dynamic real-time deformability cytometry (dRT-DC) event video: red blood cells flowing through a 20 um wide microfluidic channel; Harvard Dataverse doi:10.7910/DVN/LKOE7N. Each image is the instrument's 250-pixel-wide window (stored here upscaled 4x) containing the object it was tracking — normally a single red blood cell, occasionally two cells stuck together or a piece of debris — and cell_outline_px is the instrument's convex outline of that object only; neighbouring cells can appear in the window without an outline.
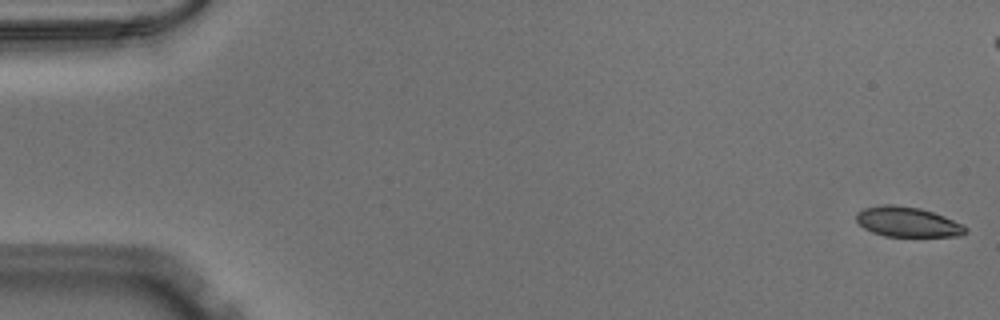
{"species": "Egyptian fruit bat (a non-hibernating species)", "species_latin": "Rousettus aegyptiacus", "temperature_condition": "warm", "stored_images_in_passage": 53, "camera_frame_rate_fps": 3000, "um_per_image_px": 0.085, "animal": {"sex": "male"}, "frame": {"image": 1, "passage_image": 1, "time_ms": 0.0, "image_size_px": [1000, 320], "cell_outline_px": [[968, 232], [960, 236], [884, 236], [872, 232], [864, 228], [856, 220], [856, 216], [864, 208], [884, 204], [892, 204], [920, 208], [944, 216], [964, 224], [968, 228]], "centroid_in_image_um": [77.18, 18.87], "position_along_channel_um": 7.8, "area_um2": 19.07}}
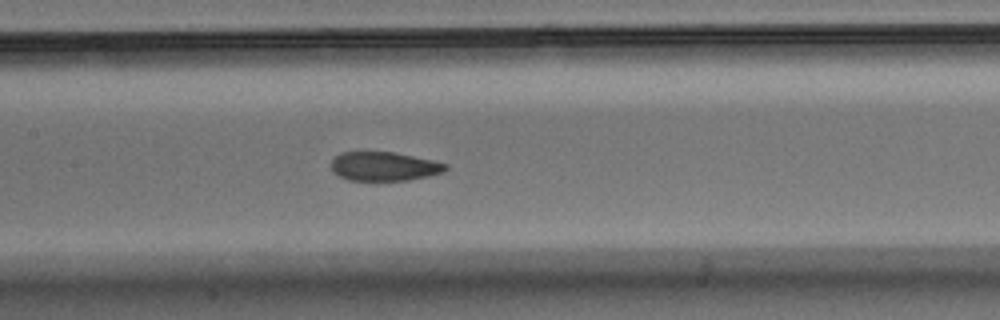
{"frame": {"image": 2, "passage_image": 25, "time_ms": 8.0, "image_size_px": [1000, 320], "cell_outline_px": [[448, 168], [444, 172], [428, 176], [408, 180], [348, 180], [332, 172], [332, 160], [340, 152], [396, 152], [432, 160], [448, 164]], "centroid_in_image_um": [32.66, 14.14], "position_along_channel_um": 174.7, "area_um2": 19.31}}
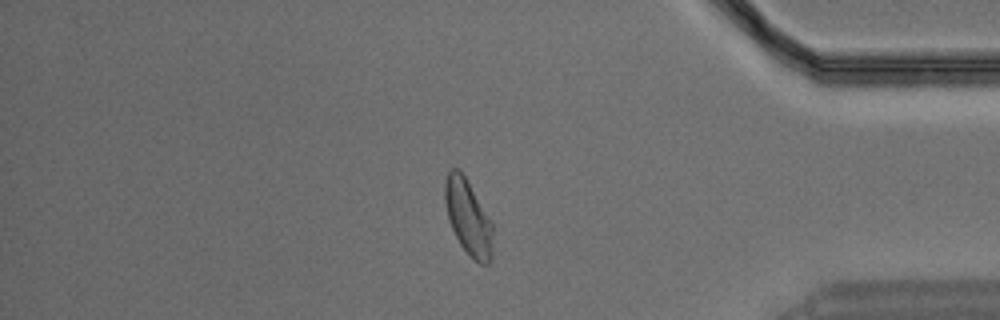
{"frame": {"image": 3, "passage_image": 44, "time_ms": 14.333, "image_size_px": [1000, 320], "cell_outline_px": [[492, 260], [488, 264], [480, 264], [460, 244], [448, 220], [444, 200], [444, 180], [448, 172], [452, 168], [460, 168], [492, 224]], "centroid_in_image_um": [39.76, 18.45], "position_along_channel_um": 395.4, "area_um2": 20.69}}